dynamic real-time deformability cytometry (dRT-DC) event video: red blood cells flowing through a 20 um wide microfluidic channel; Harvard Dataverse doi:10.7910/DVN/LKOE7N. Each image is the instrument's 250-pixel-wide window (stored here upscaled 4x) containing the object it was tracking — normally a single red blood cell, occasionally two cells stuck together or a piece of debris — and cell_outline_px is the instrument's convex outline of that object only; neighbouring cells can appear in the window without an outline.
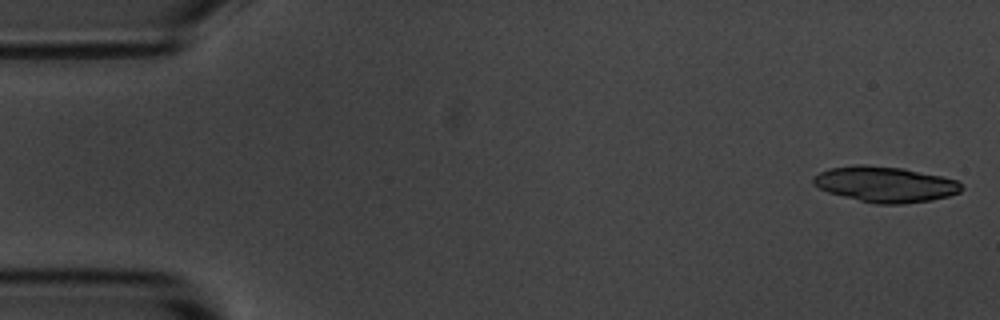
{"species": "common noctule bat (a hibernating species)", "species_latin": "Nyctalus noctula", "temperature_condition": "room temperature", "stored_images_in_passage": 6, "camera_frame_rate_fps": 3000, "um_per_image_px": 0.085, "animal": {"sex": "male", "body_mass_g": 20.1, "forearm_length_mm": 53.5}, "frame": {"image": 1, "passage_image": 1, "time_ms": 0.0, "image_size_px": [1000, 320], "cell_outline_px": [[964, 188], [960, 192], [948, 196], [932, 200], [904, 204], [876, 204], [828, 192], [812, 184], [812, 176], [828, 168], [856, 164], [864, 164], [904, 168], [960, 180]], "centroid_in_image_um": [75.26, 15.65], "position_along_channel_um": 9.7, "area_um2": 31.1}}